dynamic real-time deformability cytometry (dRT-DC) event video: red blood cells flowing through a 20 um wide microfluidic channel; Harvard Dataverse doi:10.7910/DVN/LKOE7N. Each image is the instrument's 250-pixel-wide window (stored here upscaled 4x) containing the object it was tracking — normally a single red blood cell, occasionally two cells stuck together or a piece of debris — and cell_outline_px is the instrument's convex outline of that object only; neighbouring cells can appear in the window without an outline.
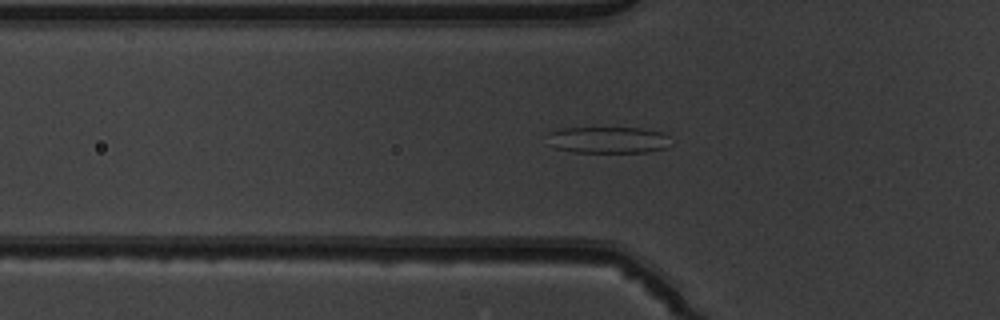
{"species": "common noctule bat (a hibernating species)", "species_latin": "Nyctalus noctula", "temperature_condition": "warm", "stored_images_in_passage": 49, "camera_frame_rate_fps": 3000, "um_per_image_px": 0.085, "animal": {"sex": "male", "body_mass_g": 19.5, "forearm_length_mm": 54.6}, "frame": {"image": 1, "passage_image": 18, "time_ms": 5.667, "image_size_px": [1000, 320], "cell_outline_px": [[672, 144], [668, 148], [644, 152], [572, 152], [556, 148], [548, 132], [564, 128], [640, 128], [660, 132], [668, 136]], "centroid_in_image_um": [51.78, 11.9], "position_along_channel_um": 74.0, "area_um2": 18.84}}
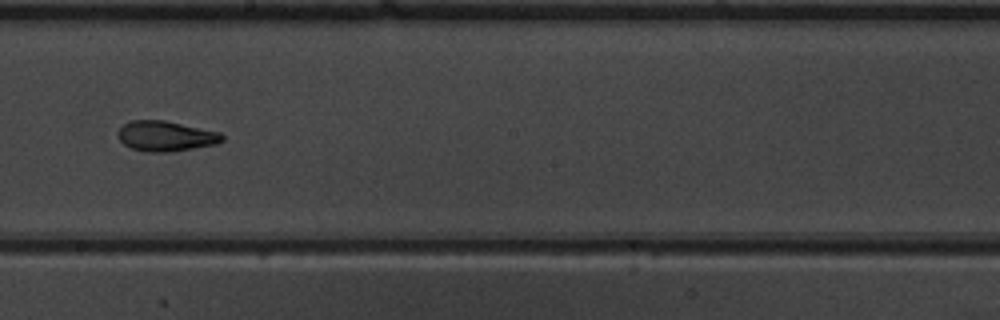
{"frame": {"image": 2, "passage_image": 30, "time_ms": 9.667, "image_size_px": [1000, 320], "cell_outline_px": [[224, 140], [216, 144], [168, 152], [148, 152], [132, 148], [124, 144], [120, 140], [120, 128], [124, 124], [132, 120], [164, 120], [220, 132], [224, 136]], "centroid_in_image_um": [14.12, 11.56], "position_along_channel_um": 234.1, "area_um2": 18.09}}
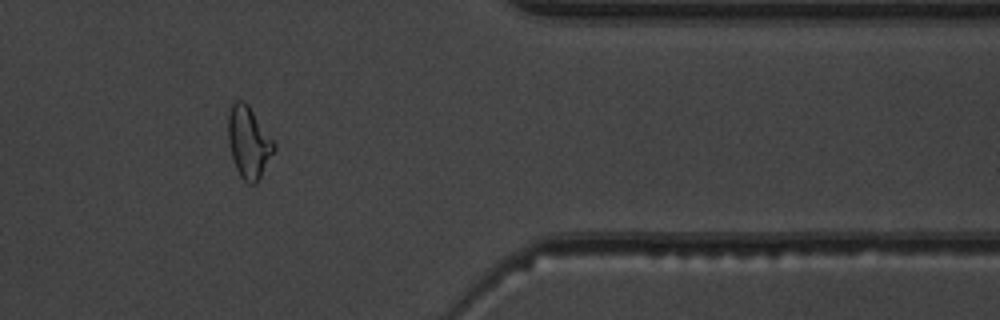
{"frame": {"image": 3, "passage_image": 43, "time_ms": 14.0, "image_size_px": [1000, 320], "cell_outline_px": [[276, 148], [256, 184], [248, 184], [240, 176], [236, 168], [228, 144], [228, 116], [232, 104], [236, 100], [244, 100], [248, 104], [276, 144]], "centroid_in_image_um": [21.13, 12.09], "position_along_channel_um": 390.3, "area_um2": 19.07}}